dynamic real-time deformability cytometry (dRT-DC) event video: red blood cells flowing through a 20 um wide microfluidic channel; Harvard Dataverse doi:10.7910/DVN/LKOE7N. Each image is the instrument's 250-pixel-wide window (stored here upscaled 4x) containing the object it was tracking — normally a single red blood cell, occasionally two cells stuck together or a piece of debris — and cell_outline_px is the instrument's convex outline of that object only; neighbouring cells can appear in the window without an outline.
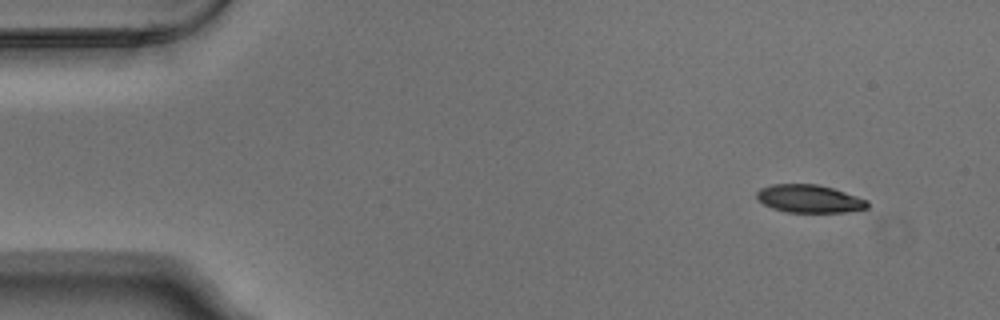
{"species": "Egyptian fruit bat (a non-hibernating species)", "species_latin": "Rousettus aegyptiacus", "temperature_condition": "warm", "stored_images_in_passage": 4, "camera_frame_rate_fps": 3000, "um_per_image_px": 0.085, "animal": {"sex": "male"}, "frame": {"image": 1, "passage_image": 1, "time_ms": 0.0, "image_size_px": [1000, 320], "cell_outline_px": [[868, 208], [844, 212], [784, 212], [772, 208], [756, 200], [756, 192], [760, 188], [772, 184], [816, 184], [832, 188], [868, 200]], "centroid_in_image_um": [68.74, 16.89], "position_along_channel_um": 16.3, "area_um2": 18.03}}
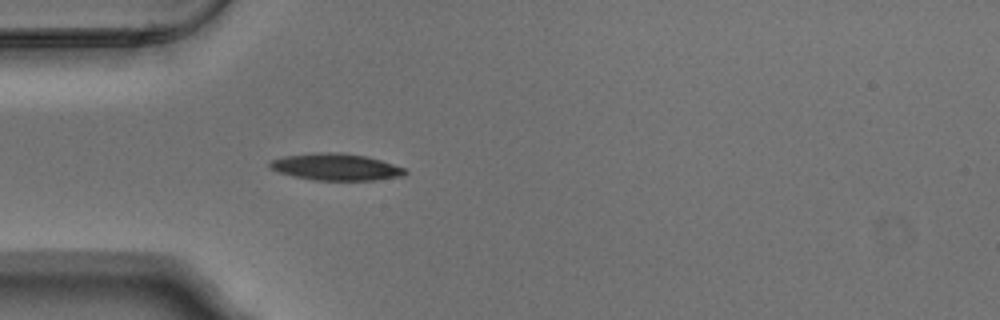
{"frame": {"image": 2, "passage_image": 4, "time_ms": 1.0, "image_size_px": [1000, 320], "cell_outline_px": [[408, 172], [404, 176], [372, 180], [312, 180], [292, 176], [276, 172], [268, 168], [268, 164], [272, 160], [284, 156], [312, 152], [344, 152], [368, 156], [404, 168]], "centroid_in_image_um": [28.5, 14.18], "position_along_channel_um": 56.5, "area_um2": 21.44}}